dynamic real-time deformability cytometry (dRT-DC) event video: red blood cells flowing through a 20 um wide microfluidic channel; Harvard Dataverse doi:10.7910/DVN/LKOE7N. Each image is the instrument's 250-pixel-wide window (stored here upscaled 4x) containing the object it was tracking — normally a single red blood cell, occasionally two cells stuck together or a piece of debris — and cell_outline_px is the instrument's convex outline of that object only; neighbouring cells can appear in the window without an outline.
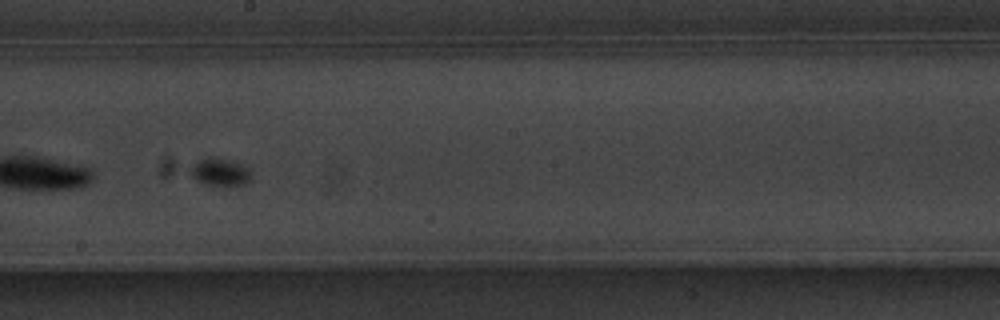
{"species": "common noctule bat (a hibernating species)", "species_latin": "Nyctalus noctula", "temperature_condition": "warm", "stored_images_in_passage": 32, "camera_frame_rate_fps": 3000, "um_per_image_px": 0.085, "animal": {"sex": "male", "body_mass_g": 20.1, "forearm_length_mm": 53.5}, "frame": {"image": 1, "passage_image": 19, "time_ms": 6.0, "image_size_px": [1000, 320], "cell_outline_px": [[252, 176], [244, 184], [228, 188], [204, 184], [188, 176], [188, 168], [192, 164], [208, 156], [244, 164], [248, 168]], "centroid_in_image_um": [18.65, 14.66], "position_along_channel_um": 229.6, "area_um2": 10.29}}